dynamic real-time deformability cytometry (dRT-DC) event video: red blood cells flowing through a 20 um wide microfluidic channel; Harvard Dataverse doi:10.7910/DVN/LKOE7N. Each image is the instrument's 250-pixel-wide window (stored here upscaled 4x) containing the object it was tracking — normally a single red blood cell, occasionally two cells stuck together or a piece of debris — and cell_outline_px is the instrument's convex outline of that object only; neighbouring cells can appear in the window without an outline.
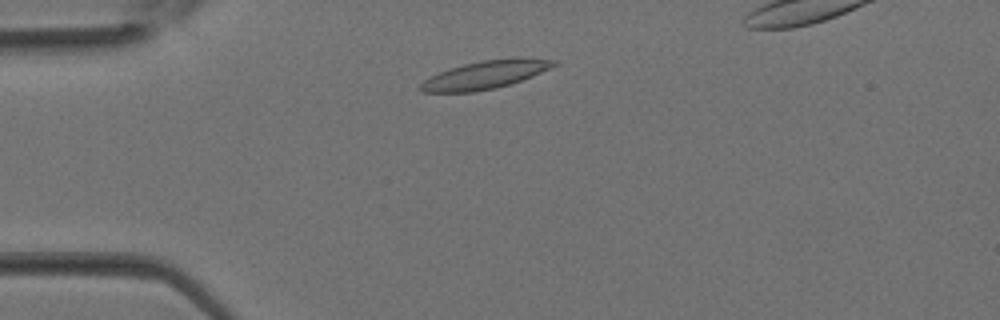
{"species": "Egyptian fruit bat (a non-hibernating species)", "species_latin": "Rousettus aegyptiacus", "temperature_condition": "room temperature", "stored_images_in_passage": 26, "camera_frame_rate_fps": 3000, "um_per_image_px": 0.085, "animal": {"sex": "female"}, "frame": {"image": 1, "passage_image": 1, "time_ms": 0.0, "image_size_px": [1000, 320], "cell_outline_px": [[560, 64], [532, 76], [496, 88], [476, 92], [420, 92], [420, 84], [424, 80], [440, 72], [464, 64], [480, 60], [512, 56], [520, 56], [560, 60]], "centroid_in_image_um": [41.35, 6.32], "position_along_channel_um": 43.6, "area_um2": 22.2}}
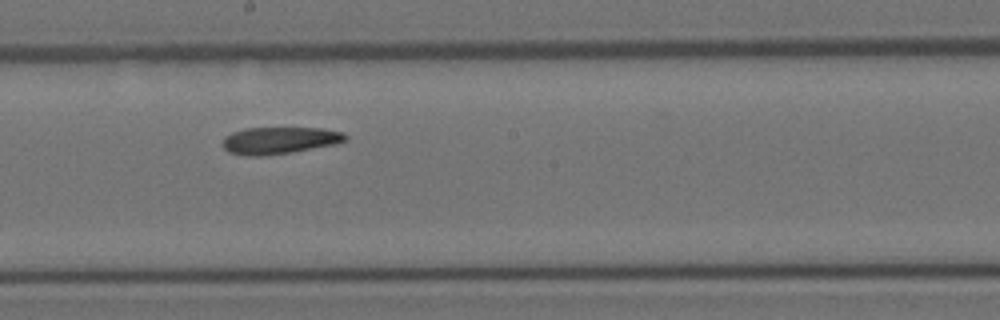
{"frame": {"image": 2, "passage_image": 12, "time_ms": 3.667, "image_size_px": [1000, 320], "cell_outline_px": [[348, 140], [336, 144], [292, 152], [260, 156], [248, 156], [228, 152], [220, 144], [224, 136], [232, 132], [244, 128], [324, 128], [344, 132], [348, 136]], "centroid_in_image_um": [23.75, 11.93], "position_along_channel_um": 224.4, "area_um2": 19.59}}
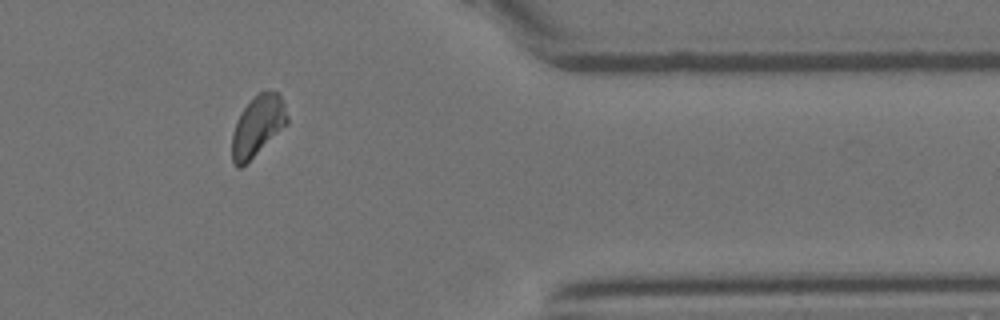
{"frame": {"image": 3, "passage_image": 22, "time_ms": 7.0, "image_size_px": [1000, 320], "cell_outline_px": [[288, 124], [240, 168], [236, 168], [232, 164], [232, 132], [236, 120], [240, 112], [260, 92], [280, 92], [288, 116]], "centroid_in_image_um": [21.89, 10.72], "position_along_channel_um": 389.5, "area_um2": 19.25}}